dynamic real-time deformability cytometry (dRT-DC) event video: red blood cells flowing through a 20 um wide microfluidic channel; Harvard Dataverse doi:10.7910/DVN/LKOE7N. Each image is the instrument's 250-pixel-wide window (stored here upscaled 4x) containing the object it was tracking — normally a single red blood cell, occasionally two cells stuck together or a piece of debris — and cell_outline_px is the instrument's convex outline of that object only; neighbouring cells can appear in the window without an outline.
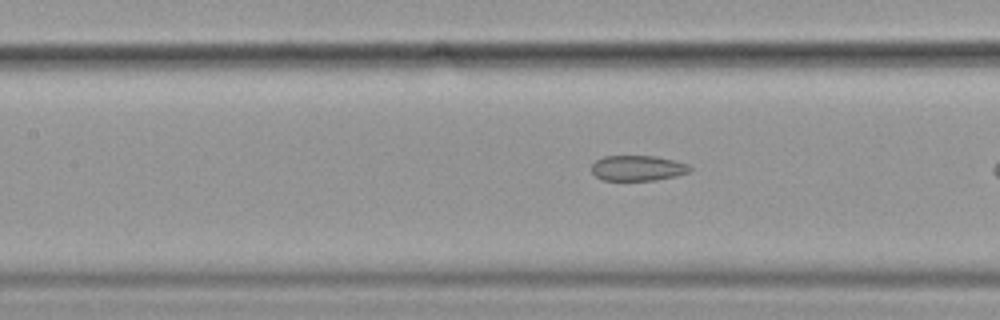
{"species": "common noctule bat (a hibernating species)", "species_latin": "Nyctalus noctula", "temperature_condition": "cold", "stored_images_in_passage": 14, "camera_frame_rate_fps": 3000, "um_per_image_px": 0.085, "animal": {"sex": "female", "body_mass_g": 19.9}, "frame": {"image": 1, "passage_image": 8, "time_ms": 2.333, "image_size_px": [1000, 320], "cell_outline_px": [[692, 168], [688, 172], [676, 176], [652, 180], [604, 180], [596, 176], [592, 172], [592, 164], [596, 160], [604, 156], [656, 156], [676, 160], [688, 164]], "centroid_in_image_um": [54.22, 14.28], "position_along_channel_um": 153.2, "area_um2": 14.51}}
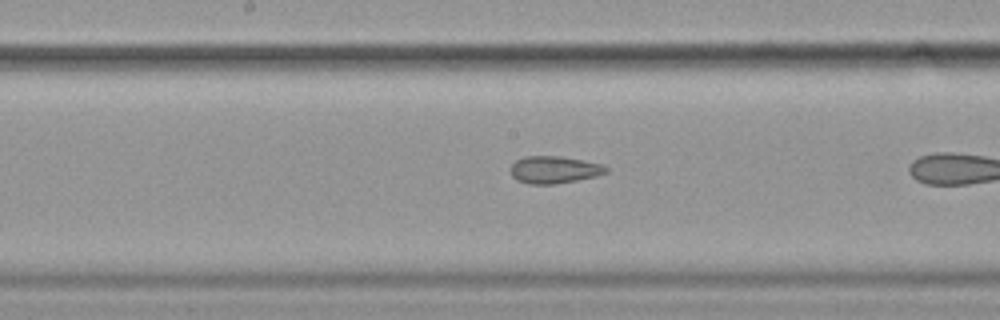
{"frame": {"image": 2, "passage_image": 12, "time_ms": 3.667, "image_size_px": [1000, 320], "cell_outline_px": [[608, 172], [596, 176], [556, 184], [528, 184], [516, 180], [512, 176], [512, 164], [516, 160], [524, 156], [560, 156], [600, 164], [608, 168]], "centroid_in_image_um": [47.08, 14.43], "position_along_channel_um": 201.1, "area_um2": 15.03}}